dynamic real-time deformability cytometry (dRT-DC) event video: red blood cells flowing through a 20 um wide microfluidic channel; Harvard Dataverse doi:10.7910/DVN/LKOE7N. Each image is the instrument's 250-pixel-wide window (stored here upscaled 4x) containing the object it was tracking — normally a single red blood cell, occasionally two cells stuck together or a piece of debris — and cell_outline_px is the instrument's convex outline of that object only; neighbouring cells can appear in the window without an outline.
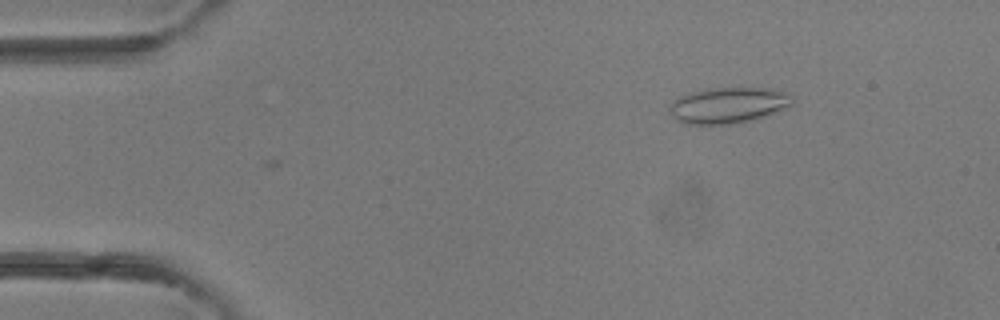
{"species": "common noctule bat (a hibernating species)", "species_latin": "Nyctalus noctula", "temperature_condition": "room temperature", "stored_images_in_passage": 2, "camera_frame_rate_fps": 3000, "um_per_image_px": 0.085, "animal": {"sex": "female"}, "frame": {"image": 1, "passage_image": 2, "time_ms": 0.333, "image_size_px": [1000, 320], "cell_outline_px": [[792, 104], [764, 116], [752, 120], [736, 124], [684, 124], [676, 120], [668, 112], [672, 100], [688, 92], [708, 88], [772, 88], [784, 92], [792, 96]], "centroid_in_image_um": [61.83, 8.94], "position_along_channel_um": 23.2, "area_um2": 25.84}}